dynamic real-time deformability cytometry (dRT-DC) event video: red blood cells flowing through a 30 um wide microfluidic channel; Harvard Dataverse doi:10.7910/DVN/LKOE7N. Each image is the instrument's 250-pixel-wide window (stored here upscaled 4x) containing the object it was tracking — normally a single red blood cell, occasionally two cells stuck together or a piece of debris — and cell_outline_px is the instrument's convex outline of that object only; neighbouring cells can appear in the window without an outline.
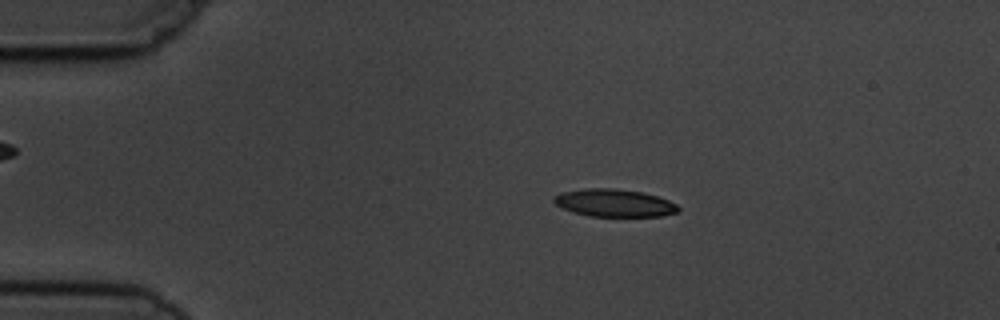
{"species": "common noctule bat (a hibernating species)", "species_latin": "Nyctalus noctula", "temperature_condition": "cold", "stored_images_in_passage": 8, "camera_frame_rate_fps": 3000, "um_per_image_px": 0.085, "animal": {"sex": "male", "body_mass_g": 19.5, "forearm_length_mm": 54.6}, "frame": {"image": 1, "passage_image": 3, "time_ms": 2.333, "image_size_px": [1000, 320], "cell_outline_px": [[680, 212], [660, 216], [588, 216], [572, 212], [556, 204], [552, 200], [552, 196], [564, 192], [584, 188], [616, 188], [644, 192], [668, 200], [676, 204], [680, 208]], "centroid_in_image_um": [52.22, 17.24], "position_along_channel_um": 32.8, "area_um2": 20.11}}
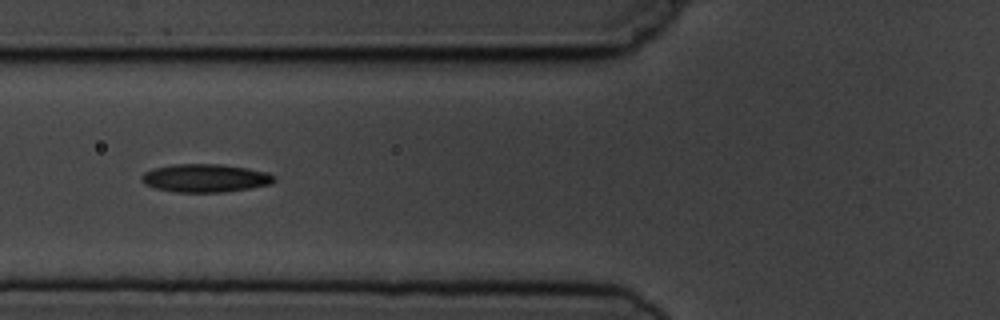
{"frame": {"image": 2, "passage_image": 6, "time_ms": 5.667, "image_size_px": [1000, 320], "cell_outline_px": [[276, 180], [272, 184], [224, 192], [176, 192], [156, 188], [144, 184], [140, 180], [140, 176], [144, 172], [152, 168], [172, 164], [220, 164], [248, 168], [268, 172], [276, 176]], "centroid_in_image_um": [17.44, 15.13], "position_along_channel_um": 108.4, "area_um2": 21.96}}
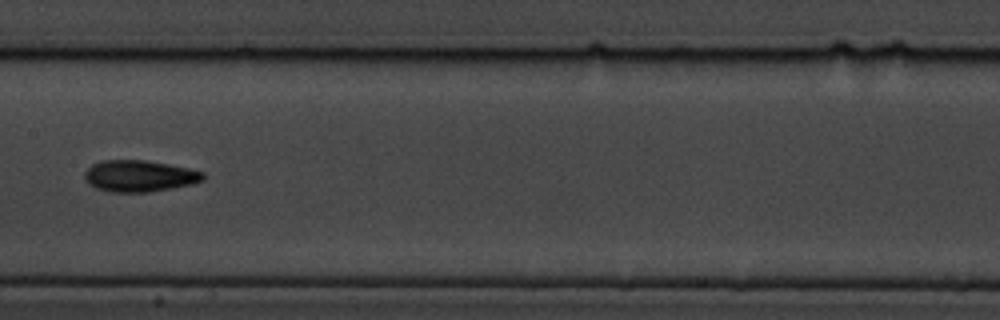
{"frame": {"image": 3, "passage_image": 8, "time_ms": 8.0, "image_size_px": [1000, 320], "cell_outline_px": [[204, 180], [192, 184], [172, 188], [148, 192], [108, 192], [96, 188], [88, 184], [84, 176], [84, 172], [92, 164], [100, 160], [144, 160], [168, 164], [188, 168], [204, 172]], "centroid_in_image_um": [11.82, 14.96], "position_along_channel_um": 195.6, "area_um2": 21.85}}